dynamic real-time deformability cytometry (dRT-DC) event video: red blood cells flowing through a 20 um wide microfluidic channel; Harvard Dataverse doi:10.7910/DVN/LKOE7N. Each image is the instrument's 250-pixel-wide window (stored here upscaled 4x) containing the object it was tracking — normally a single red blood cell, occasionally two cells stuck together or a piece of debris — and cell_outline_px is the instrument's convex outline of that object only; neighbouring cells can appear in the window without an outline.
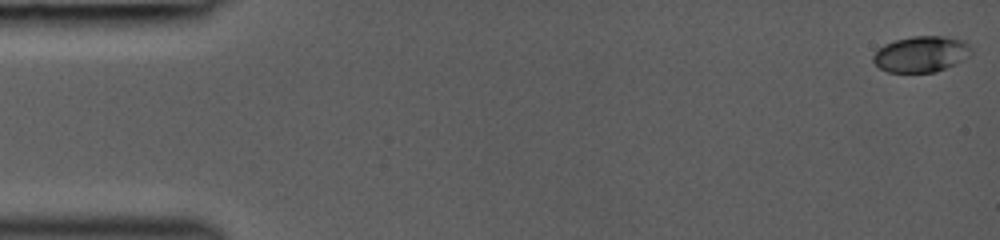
{"species": "common noctule bat (a hibernating species)", "species_latin": "Nyctalus noctula", "temperature_condition": "room temperature", "stored_images_in_passage": 15, "camera_frame_rate_fps": 3000, "um_per_image_px": 0.085, "animal": {"sex": "female", "body_mass_g": 19.0, "forearm_length_mm": 53.3}, "frame": {"image": 1, "passage_image": 1, "time_ms": 0.0, "image_size_px": [1000, 240], "cell_outline_px": [[972, 52], [968, 56], [956, 64], [936, 72], [888, 72], [880, 68], [872, 60], [872, 56], [884, 44], [896, 40], [912, 36], [944, 36], [964, 40], [972, 48]], "centroid_in_image_um": [78.32, 4.6], "position_along_channel_um": 6.7, "area_um2": 20.58}}
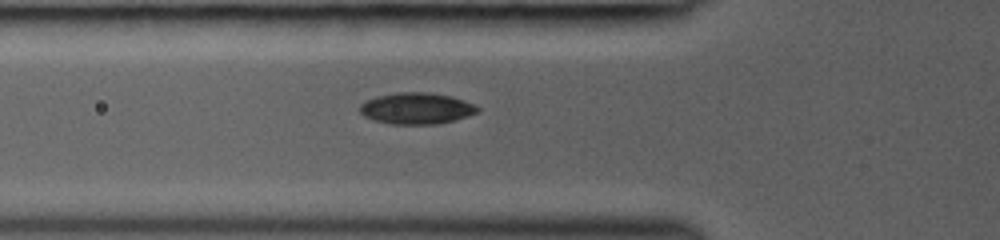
{"frame": {"image": 2, "passage_image": 11, "time_ms": 5.333, "image_size_px": [1000, 240], "cell_outline_px": [[480, 112], [456, 120], [436, 124], [388, 124], [372, 120], [364, 116], [360, 112], [360, 104], [376, 96], [396, 92], [424, 92], [452, 96], [476, 104], [480, 108]], "centroid_in_image_um": [35.43, 9.22], "position_along_channel_um": 90.4, "area_um2": 21.79}}
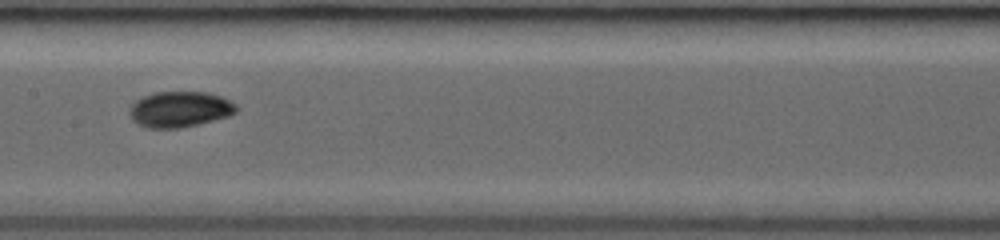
{"frame": {"image": 3, "passage_image": 15, "time_ms": 7.667, "image_size_px": [1000, 240], "cell_outline_px": [[240, 108], [236, 112], [228, 116], [180, 128], [148, 128], [132, 120], [128, 112], [132, 104], [136, 100], [152, 92], [204, 92], [220, 96], [236, 104]], "centroid_in_image_um": [15.27, 9.28], "position_along_channel_um": 192.1, "area_um2": 22.14}}